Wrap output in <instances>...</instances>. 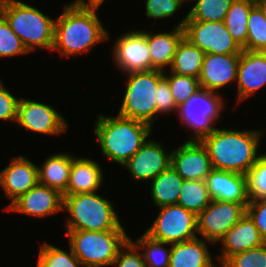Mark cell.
<instances>
[{
    "label": "cell",
    "instance_id": "cell-1",
    "mask_svg": "<svg viewBox=\"0 0 266 267\" xmlns=\"http://www.w3.org/2000/svg\"><path fill=\"white\" fill-rule=\"evenodd\" d=\"M98 5L65 4L56 18L54 44L51 51H57L63 58L87 54L98 43L109 41L110 33L100 21Z\"/></svg>",
    "mask_w": 266,
    "mask_h": 267
},
{
    "label": "cell",
    "instance_id": "cell-2",
    "mask_svg": "<svg viewBox=\"0 0 266 267\" xmlns=\"http://www.w3.org/2000/svg\"><path fill=\"white\" fill-rule=\"evenodd\" d=\"M263 130L216 127L201 142L207 148L213 169L246 175L262 155L258 154Z\"/></svg>",
    "mask_w": 266,
    "mask_h": 267
},
{
    "label": "cell",
    "instance_id": "cell-3",
    "mask_svg": "<svg viewBox=\"0 0 266 267\" xmlns=\"http://www.w3.org/2000/svg\"><path fill=\"white\" fill-rule=\"evenodd\" d=\"M153 126L116 115L99 114L93 131L98 140L103 157L120 166L134 156L141 146L148 141Z\"/></svg>",
    "mask_w": 266,
    "mask_h": 267
},
{
    "label": "cell",
    "instance_id": "cell-4",
    "mask_svg": "<svg viewBox=\"0 0 266 267\" xmlns=\"http://www.w3.org/2000/svg\"><path fill=\"white\" fill-rule=\"evenodd\" d=\"M0 14L21 39L29 53L36 49L52 50L56 18L20 0H0Z\"/></svg>",
    "mask_w": 266,
    "mask_h": 267
},
{
    "label": "cell",
    "instance_id": "cell-5",
    "mask_svg": "<svg viewBox=\"0 0 266 267\" xmlns=\"http://www.w3.org/2000/svg\"><path fill=\"white\" fill-rule=\"evenodd\" d=\"M98 192L63 195V211L68 213L65 230H125L114 204Z\"/></svg>",
    "mask_w": 266,
    "mask_h": 267
},
{
    "label": "cell",
    "instance_id": "cell-6",
    "mask_svg": "<svg viewBox=\"0 0 266 267\" xmlns=\"http://www.w3.org/2000/svg\"><path fill=\"white\" fill-rule=\"evenodd\" d=\"M69 246L85 267H108L130 238L125 230H66Z\"/></svg>",
    "mask_w": 266,
    "mask_h": 267
},
{
    "label": "cell",
    "instance_id": "cell-7",
    "mask_svg": "<svg viewBox=\"0 0 266 267\" xmlns=\"http://www.w3.org/2000/svg\"><path fill=\"white\" fill-rule=\"evenodd\" d=\"M125 75L128 76L127 85L117 114L152 126L158 117L155 91L158 82L164 77V72L150 70L131 72Z\"/></svg>",
    "mask_w": 266,
    "mask_h": 267
},
{
    "label": "cell",
    "instance_id": "cell-8",
    "mask_svg": "<svg viewBox=\"0 0 266 267\" xmlns=\"http://www.w3.org/2000/svg\"><path fill=\"white\" fill-rule=\"evenodd\" d=\"M220 93L200 89L187 101L178 107L180 123L183 127L192 130L193 137L188 141H201L210 135L216 128L217 121L222 122L221 115L227 109ZM220 119V120H219Z\"/></svg>",
    "mask_w": 266,
    "mask_h": 267
},
{
    "label": "cell",
    "instance_id": "cell-9",
    "mask_svg": "<svg viewBox=\"0 0 266 267\" xmlns=\"http://www.w3.org/2000/svg\"><path fill=\"white\" fill-rule=\"evenodd\" d=\"M149 228L151 238L166 243H180L198 237L197 215L179 204L162 206Z\"/></svg>",
    "mask_w": 266,
    "mask_h": 267
},
{
    "label": "cell",
    "instance_id": "cell-10",
    "mask_svg": "<svg viewBox=\"0 0 266 267\" xmlns=\"http://www.w3.org/2000/svg\"><path fill=\"white\" fill-rule=\"evenodd\" d=\"M16 124L33 133L49 136H60L69 126L65 117L51 105L25 97H20Z\"/></svg>",
    "mask_w": 266,
    "mask_h": 267
},
{
    "label": "cell",
    "instance_id": "cell-11",
    "mask_svg": "<svg viewBox=\"0 0 266 267\" xmlns=\"http://www.w3.org/2000/svg\"><path fill=\"white\" fill-rule=\"evenodd\" d=\"M246 213V208L235 202L212 200L209 205L197 215L198 236L214 244L240 220Z\"/></svg>",
    "mask_w": 266,
    "mask_h": 267
},
{
    "label": "cell",
    "instance_id": "cell-12",
    "mask_svg": "<svg viewBox=\"0 0 266 267\" xmlns=\"http://www.w3.org/2000/svg\"><path fill=\"white\" fill-rule=\"evenodd\" d=\"M184 37L204 53H241L242 48L233 39L224 21H185Z\"/></svg>",
    "mask_w": 266,
    "mask_h": 267
},
{
    "label": "cell",
    "instance_id": "cell-13",
    "mask_svg": "<svg viewBox=\"0 0 266 267\" xmlns=\"http://www.w3.org/2000/svg\"><path fill=\"white\" fill-rule=\"evenodd\" d=\"M114 43L111 54L119 71L127 74L152 70L148 39L143 30H129Z\"/></svg>",
    "mask_w": 266,
    "mask_h": 267
},
{
    "label": "cell",
    "instance_id": "cell-14",
    "mask_svg": "<svg viewBox=\"0 0 266 267\" xmlns=\"http://www.w3.org/2000/svg\"><path fill=\"white\" fill-rule=\"evenodd\" d=\"M171 152H166L159 141L149 138L123 167L128 169L132 180L150 182L171 166Z\"/></svg>",
    "mask_w": 266,
    "mask_h": 267
},
{
    "label": "cell",
    "instance_id": "cell-15",
    "mask_svg": "<svg viewBox=\"0 0 266 267\" xmlns=\"http://www.w3.org/2000/svg\"><path fill=\"white\" fill-rule=\"evenodd\" d=\"M183 180H205L213 170L207 148L201 141H188L171 152V166Z\"/></svg>",
    "mask_w": 266,
    "mask_h": 267
},
{
    "label": "cell",
    "instance_id": "cell-16",
    "mask_svg": "<svg viewBox=\"0 0 266 267\" xmlns=\"http://www.w3.org/2000/svg\"><path fill=\"white\" fill-rule=\"evenodd\" d=\"M5 211L45 218L63 211V195L54 188L37 183Z\"/></svg>",
    "mask_w": 266,
    "mask_h": 267
},
{
    "label": "cell",
    "instance_id": "cell-17",
    "mask_svg": "<svg viewBox=\"0 0 266 267\" xmlns=\"http://www.w3.org/2000/svg\"><path fill=\"white\" fill-rule=\"evenodd\" d=\"M38 182V167L26 156H15L10 163L0 171V187L4 196L10 199L6 210L15 200L28 192Z\"/></svg>",
    "mask_w": 266,
    "mask_h": 267
},
{
    "label": "cell",
    "instance_id": "cell-18",
    "mask_svg": "<svg viewBox=\"0 0 266 267\" xmlns=\"http://www.w3.org/2000/svg\"><path fill=\"white\" fill-rule=\"evenodd\" d=\"M240 53L213 54L205 53L199 76L201 89L220 93L237 80ZM219 91V92H218Z\"/></svg>",
    "mask_w": 266,
    "mask_h": 267
},
{
    "label": "cell",
    "instance_id": "cell-19",
    "mask_svg": "<svg viewBox=\"0 0 266 267\" xmlns=\"http://www.w3.org/2000/svg\"><path fill=\"white\" fill-rule=\"evenodd\" d=\"M236 85L237 105L266 86V52L242 50Z\"/></svg>",
    "mask_w": 266,
    "mask_h": 267
},
{
    "label": "cell",
    "instance_id": "cell-20",
    "mask_svg": "<svg viewBox=\"0 0 266 267\" xmlns=\"http://www.w3.org/2000/svg\"><path fill=\"white\" fill-rule=\"evenodd\" d=\"M218 242L222 245L220 255H215L220 262L219 266L235 253L257 248L266 243L247 213Z\"/></svg>",
    "mask_w": 266,
    "mask_h": 267
},
{
    "label": "cell",
    "instance_id": "cell-21",
    "mask_svg": "<svg viewBox=\"0 0 266 267\" xmlns=\"http://www.w3.org/2000/svg\"><path fill=\"white\" fill-rule=\"evenodd\" d=\"M205 182L212 200L240 203L245 208L249 203L246 175L213 169Z\"/></svg>",
    "mask_w": 266,
    "mask_h": 267
},
{
    "label": "cell",
    "instance_id": "cell-22",
    "mask_svg": "<svg viewBox=\"0 0 266 267\" xmlns=\"http://www.w3.org/2000/svg\"><path fill=\"white\" fill-rule=\"evenodd\" d=\"M101 165L91 158L74 156L67 190L62 195L97 192L103 185Z\"/></svg>",
    "mask_w": 266,
    "mask_h": 267
},
{
    "label": "cell",
    "instance_id": "cell-23",
    "mask_svg": "<svg viewBox=\"0 0 266 267\" xmlns=\"http://www.w3.org/2000/svg\"><path fill=\"white\" fill-rule=\"evenodd\" d=\"M149 45V52L152 61V70L167 71L171 67L177 46L184 37L182 26L176 25L171 31L154 33L143 29Z\"/></svg>",
    "mask_w": 266,
    "mask_h": 267
},
{
    "label": "cell",
    "instance_id": "cell-24",
    "mask_svg": "<svg viewBox=\"0 0 266 267\" xmlns=\"http://www.w3.org/2000/svg\"><path fill=\"white\" fill-rule=\"evenodd\" d=\"M206 241L197 237L192 240L173 243L169 267H220L219 263L213 262V256L209 251L208 244L213 243Z\"/></svg>",
    "mask_w": 266,
    "mask_h": 267
},
{
    "label": "cell",
    "instance_id": "cell-25",
    "mask_svg": "<svg viewBox=\"0 0 266 267\" xmlns=\"http://www.w3.org/2000/svg\"><path fill=\"white\" fill-rule=\"evenodd\" d=\"M74 155L69 152L53 153L38 167V182L63 194L68 187Z\"/></svg>",
    "mask_w": 266,
    "mask_h": 267
},
{
    "label": "cell",
    "instance_id": "cell-26",
    "mask_svg": "<svg viewBox=\"0 0 266 267\" xmlns=\"http://www.w3.org/2000/svg\"><path fill=\"white\" fill-rule=\"evenodd\" d=\"M183 179L169 167L150 181V197L156 208L178 203Z\"/></svg>",
    "mask_w": 266,
    "mask_h": 267
},
{
    "label": "cell",
    "instance_id": "cell-27",
    "mask_svg": "<svg viewBox=\"0 0 266 267\" xmlns=\"http://www.w3.org/2000/svg\"><path fill=\"white\" fill-rule=\"evenodd\" d=\"M205 53L183 37L179 42L170 71L179 75L199 78Z\"/></svg>",
    "mask_w": 266,
    "mask_h": 267
},
{
    "label": "cell",
    "instance_id": "cell-28",
    "mask_svg": "<svg viewBox=\"0 0 266 267\" xmlns=\"http://www.w3.org/2000/svg\"><path fill=\"white\" fill-rule=\"evenodd\" d=\"M254 6L252 0H234L224 20L229 33L242 49L247 43V20Z\"/></svg>",
    "mask_w": 266,
    "mask_h": 267
},
{
    "label": "cell",
    "instance_id": "cell-29",
    "mask_svg": "<svg viewBox=\"0 0 266 267\" xmlns=\"http://www.w3.org/2000/svg\"><path fill=\"white\" fill-rule=\"evenodd\" d=\"M195 4L177 24L184 26L185 21L219 22L224 21L234 0H190Z\"/></svg>",
    "mask_w": 266,
    "mask_h": 267
},
{
    "label": "cell",
    "instance_id": "cell-30",
    "mask_svg": "<svg viewBox=\"0 0 266 267\" xmlns=\"http://www.w3.org/2000/svg\"><path fill=\"white\" fill-rule=\"evenodd\" d=\"M139 250H142V256L146 267H169L171 243L158 241L151 238L145 232L135 241L129 238Z\"/></svg>",
    "mask_w": 266,
    "mask_h": 267
},
{
    "label": "cell",
    "instance_id": "cell-31",
    "mask_svg": "<svg viewBox=\"0 0 266 267\" xmlns=\"http://www.w3.org/2000/svg\"><path fill=\"white\" fill-rule=\"evenodd\" d=\"M211 201L205 180L183 181L177 204L198 215Z\"/></svg>",
    "mask_w": 266,
    "mask_h": 267
},
{
    "label": "cell",
    "instance_id": "cell-32",
    "mask_svg": "<svg viewBox=\"0 0 266 267\" xmlns=\"http://www.w3.org/2000/svg\"><path fill=\"white\" fill-rule=\"evenodd\" d=\"M69 252L49 243L40 246L36 267H85L74 255L69 246Z\"/></svg>",
    "mask_w": 266,
    "mask_h": 267
},
{
    "label": "cell",
    "instance_id": "cell-33",
    "mask_svg": "<svg viewBox=\"0 0 266 267\" xmlns=\"http://www.w3.org/2000/svg\"><path fill=\"white\" fill-rule=\"evenodd\" d=\"M243 50L266 52V19L255 5L247 20V43Z\"/></svg>",
    "mask_w": 266,
    "mask_h": 267
},
{
    "label": "cell",
    "instance_id": "cell-34",
    "mask_svg": "<svg viewBox=\"0 0 266 267\" xmlns=\"http://www.w3.org/2000/svg\"><path fill=\"white\" fill-rule=\"evenodd\" d=\"M164 78L168 81L172 96L177 107L184 104L188 98L196 94L200 89V81L196 77L164 72Z\"/></svg>",
    "mask_w": 266,
    "mask_h": 267
},
{
    "label": "cell",
    "instance_id": "cell-35",
    "mask_svg": "<svg viewBox=\"0 0 266 267\" xmlns=\"http://www.w3.org/2000/svg\"><path fill=\"white\" fill-rule=\"evenodd\" d=\"M247 195L249 201L266 198V152L257 159V162L246 174Z\"/></svg>",
    "mask_w": 266,
    "mask_h": 267
},
{
    "label": "cell",
    "instance_id": "cell-36",
    "mask_svg": "<svg viewBox=\"0 0 266 267\" xmlns=\"http://www.w3.org/2000/svg\"><path fill=\"white\" fill-rule=\"evenodd\" d=\"M28 53L21 39L15 34L6 19L0 14V58L27 55Z\"/></svg>",
    "mask_w": 266,
    "mask_h": 267
},
{
    "label": "cell",
    "instance_id": "cell-37",
    "mask_svg": "<svg viewBox=\"0 0 266 267\" xmlns=\"http://www.w3.org/2000/svg\"><path fill=\"white\" fill-rule=\"evenodd\" d=\"M220 267H266V243L229 256Z\"/></svg>",
    "mask_w": 266,
    "mask_h": 267
},
{
    "label": "cell",
    "instance_id": "cell-38",
    "mask_svg": "<svg viewBox=\"0 0 266 267\" xmlns=\"http://www.w3.org/2000/svg\"><path fill=\"white\" fill-rule=\"evenodd\" d=\"M186 3L185 0H146L145 15L147 18H154L153 25L158 19H167L177 13Z\"/></svg>",
    "mask_w": 266,
    "mask_h": 267
},
{
    "label": "cell",
    "instance_id": "cell-39",
    "mask_svg": "<svg viewBox=\"0 0 266 267\" xmlns=\"http://www.w3.org/2000/svg\"><path fill=\"white\" fill-rule=\"evenodd\" d=\"M146 267L141 250L128 239L119 249L111 267Z\"/></svg>",
    "mask_w": 266,
    "mask_h": 267
},
{
    "label": "cell",
    "instance_id": "cell-40",
    "mask_svg": "<svg viewBox=\"0 0 266 267\" xmlns=\"http://www.w3.org/2000/svg\"><path fill=\"white\" fill-rule=\"evenodd\" d=\"M155 101L157 115L169 114L170 112L178 113V107L172 96L170 85L168 81L163 77L157 85L155 91Z\"/></svg>",
    "mask_w": 266,
    "mask_h": 267
},
{
    "label": "cell",
    "instance_id": "cell-41",
    "mask_svg": "<svg viewBox=\"0 0 266 267\" xmlns=\"http://www.w3.org/2000/svg\"><path fill=\"white\" fill-rule=\"evenodd\" d=\"M20 97H15L0 80V120L15 122Z\"/></svg>",
    "mask_w": 266,
    "mask_h": 267
},
{
    "label": "cell",
    "instance_id": "cell-42",
    "mask_svg": "<svg viewBox=\"0 0 266 267\" xmlns=\"http://www.w3.org/2000/svg\"><path fill=\"white\" fill-rule=\"evenodd\" d=\"M246 213L254 221V224L266 242V198L249 201Z\"/></svg>",
    "mask_w": 266,
    "mask_h": 267
},
{
    "label": "cell",
    "instance_id": "cell-43",
    "mask_svg": "<svg viewBox=\"0 0 266 267\" xmlns=\"http://www.w3.org/2000/svg\"><path fill=\"white\" fill-rule=\"evenodd\" d=\"M105 0H73L72 4L76 5H98L100 6Z\"/></svg>",
    "mask_w": 266,
    "mask_h": 267
},
{
    "label": "cell",
    "instance_id": "cell-44",
    "mask_svg": "<svg viewBox=\"0 0 266 267\" xmlns=\"http://www.w3.org/2000/svg\"><path fill=\"white\" fill-rule=\"evenodd\" d=\"M255 5L261 10L263 16L266 19V0L256 1Z\"/></svg>",
    "mask_w": 266,
    "mask_h": 267
}]
</instances>
